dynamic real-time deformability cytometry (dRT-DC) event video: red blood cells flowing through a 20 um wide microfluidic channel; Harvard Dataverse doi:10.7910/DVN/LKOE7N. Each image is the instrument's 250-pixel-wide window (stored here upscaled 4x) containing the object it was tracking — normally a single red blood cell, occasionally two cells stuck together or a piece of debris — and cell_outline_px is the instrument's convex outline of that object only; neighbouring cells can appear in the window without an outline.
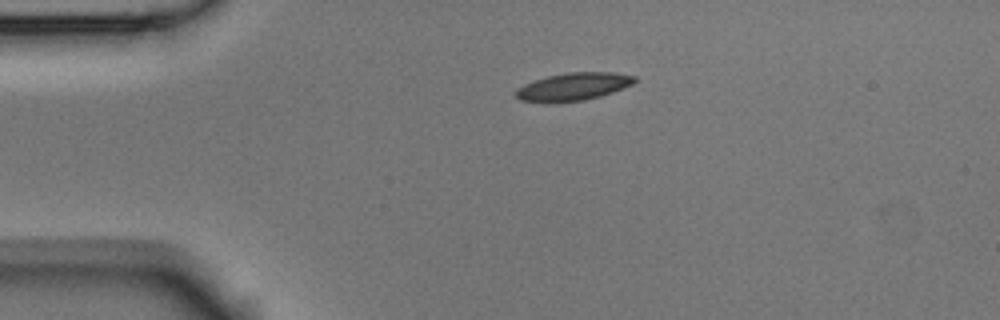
{"species": "Egyptian fruit bat (a non-hibernating species)", "species_latin": "Rousettus aegyptiacus", "temperature_condition": "room temperature", "stored_images_in_passage": 2, "camera_frame_rate_fps": 3000, "um_per_image_px": 0.085, "animal": {"sex": "male"}, "frame": {"image": 1, "passage_image": 1, "time_ms": 0.0, "image_size_px": [1000, 320], "cell_outline_px": [[636, 80], [632, 84], [624, 88], [600, 96], [584, 100], [520, 100], [512, 92], [516, 88], [524, 84], [548, 76], [568, 72], [612, 72], [636, 76]], "centroid_in_image_um": [48.77, 7.32], "position_along_channel_um": 36.2, "area_um2": 18.55}}